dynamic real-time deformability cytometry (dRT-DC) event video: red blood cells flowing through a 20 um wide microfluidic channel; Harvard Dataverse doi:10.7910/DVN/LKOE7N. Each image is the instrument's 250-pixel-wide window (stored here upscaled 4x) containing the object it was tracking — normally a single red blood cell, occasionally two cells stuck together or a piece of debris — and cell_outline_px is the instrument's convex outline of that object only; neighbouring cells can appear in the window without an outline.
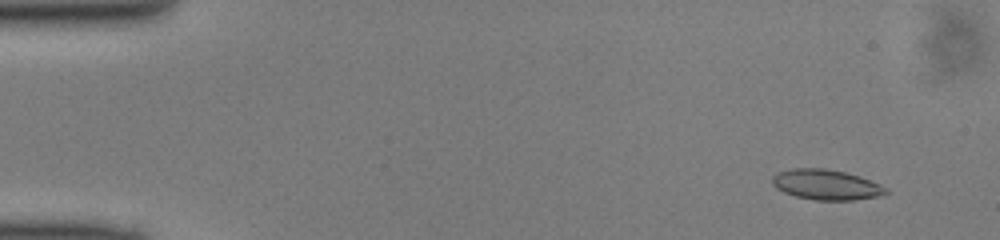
{"species": "common noctule bat (a hibernating species)", "species_latin": "Nyctalus noctula", "temperature_condition": "cold", "stored_images_in_passage": 49, "camera_frame_rate_fps": 3000, "um_per_image_px": 0.085, "animal": {"sex": "male", "body_mass_g": 13.0, "forearm_length_mm": 53.1}, "frame": {"image": 1, "passage_image": 4, "time_ms": 1.0, "image_size_px": [1000, 240], "cell_outline_px": [[888, 192], [876, 196], [852, 200], [816, 200], [796, 196], [784, 192], [776, 188], [772, 184], [772, 176], [780, 172], [792, 168], [824, 168], [844, 172], [880, 184], [888, 188]], "centroid_in_image_um": [70.19, 15.7], "position_along_channel_um": 14.8, "area_um2": 19.71}}
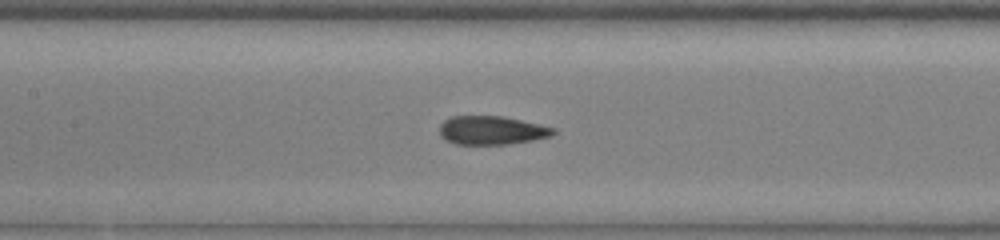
{"frame": {"image": 2, "passage_image": 23, "time_ms": 7.333, "image_size_px": [1000, 240], "cell_outline_px": [[556, 132], [552, 136], [532, 140], [508, 144], [456, 144], [444, 140], [440, 136], [440, 124], [444, 120], [452, 116], [504, 116], [540, 124], [556, 128]], "centroid_in_image_um": [41.8, 11.07], "position_along_channel_um": 165.6, "area_um2": 19.13}}
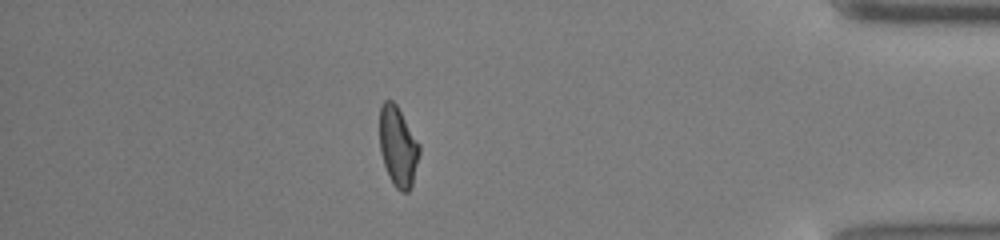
{"frame": {"image": 3, "passage_image": 43, "time_ms": 14.0, "image_size_px": [1000, 240], "cell_outline_px": [[420, 152], [412, 184], [408, 192], [400, 192], [392, 184], [388, 176], [380, 152], [380, 108], [384, 100], [392, 100], [396, 104], [420, 144]], "centroid_in_image_um": [33.83, 12.47], "position_along_channel_um": 401.4, "area_um2": 18.55}}